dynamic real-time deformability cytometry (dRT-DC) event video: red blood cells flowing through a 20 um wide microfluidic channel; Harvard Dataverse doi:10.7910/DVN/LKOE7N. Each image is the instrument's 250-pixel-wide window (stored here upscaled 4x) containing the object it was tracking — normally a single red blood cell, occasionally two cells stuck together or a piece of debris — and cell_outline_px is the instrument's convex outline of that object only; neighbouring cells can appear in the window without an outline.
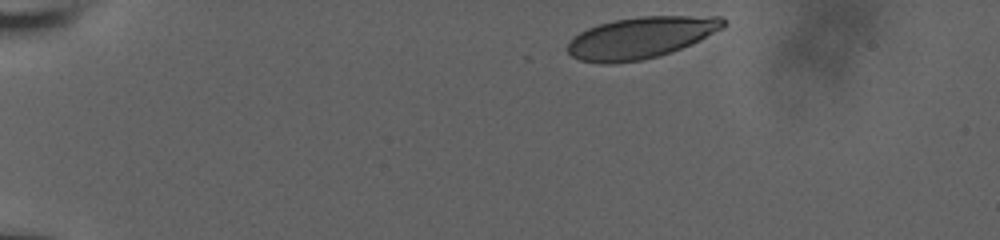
{"species": "human", "species_latin": "Homo sapiens", "temperature_condition": "room temperature", "stored_images_in_passage": 4, "camera_frame_rate_fps": 3000, "um_per_image_px": 0.085, "donor": {"sex": "male"}, "frame": {"image": 1, "passage_image": 1, "time_ms": 0.0, "image_size_px": [1000, 240], "cell_outline_px": [[728, 24], [724, 28], [692, 44], [660, 56], [640, 60], [612, 64], [600, 64], [580, 60], [572, 56], [568, 52], [568, 44], [572, 36], [588, 28], [600, 24], [616, 20], [640, 16], [720, 16]], "centroid_in_image_um": [54.48, 3.21], "position_along_channel_um": 30.5, "area_um2": 37.8}}